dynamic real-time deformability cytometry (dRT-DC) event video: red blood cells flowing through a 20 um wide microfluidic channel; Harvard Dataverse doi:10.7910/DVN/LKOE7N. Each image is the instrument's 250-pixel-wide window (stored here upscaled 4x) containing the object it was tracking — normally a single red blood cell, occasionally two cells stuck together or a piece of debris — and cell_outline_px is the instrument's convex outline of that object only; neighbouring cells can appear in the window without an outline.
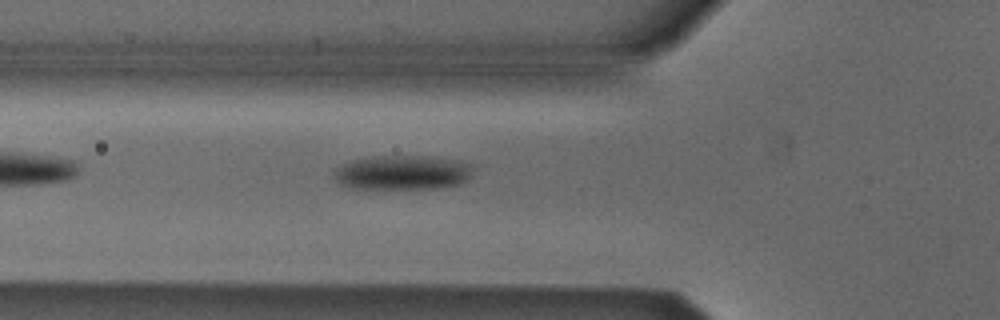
{"species": "Egyptian fruit bat (a non-hibernating species)", "species_latin": "Rousettus aegyptiacus", "temperature_condition": "cold", "stored_images_in_passage": 2, "camera_frame_rate_fps": 3000, "um_per_image_px": 0.085, "animal": {"sex": "male"}, "frame": {"image": 1, "passage_image": 2, "time_ms": 0.333, "image_size_px": [1000, 320], "cell_outline_px": [[472, 168], [468, 176], [460, 184], [436, 188], [348, 188], [340, 184], [336, 180], [332, 172], [336, 168], [352, 160], [372, 156], [424, 156], [460, 160], [472, 164]], "centroid_in_image_um": [34.17, 14.66], "position_along_channel_um": 91.6, "area_um2": 27.8}}